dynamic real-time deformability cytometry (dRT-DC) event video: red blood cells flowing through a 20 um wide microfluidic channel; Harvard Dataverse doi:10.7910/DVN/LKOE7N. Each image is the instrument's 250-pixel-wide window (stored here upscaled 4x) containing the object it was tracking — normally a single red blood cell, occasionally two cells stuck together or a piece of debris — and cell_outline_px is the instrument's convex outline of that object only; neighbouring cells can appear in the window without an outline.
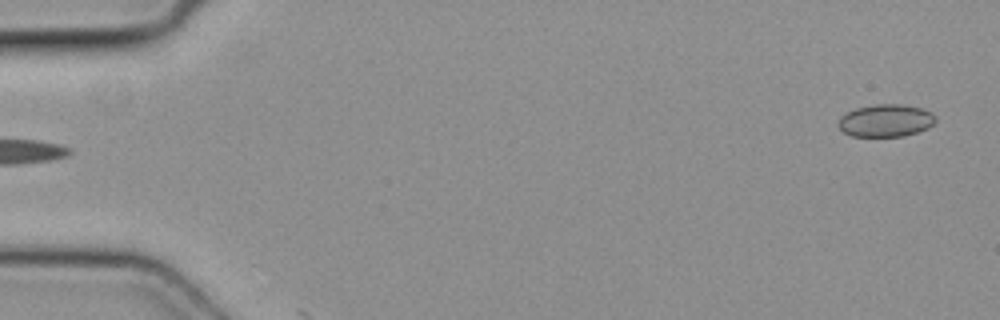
{"species": "common noctule bat (a hibernating species)", "species_latin": "Nyctalus noctula", "temperature_condition": "cold", "stored_images_in_passage": 3, "segment_of_instrument_passage": [2, 2], "camera_frame_rate_fps": 3000, "um_per_image_px": 0.085, "animal": {"sex": "female", "body_mass_g": 19.3, "forearm_length_mm": 54.1}, "frame": {"image": 1, "passage_image": 3, "time_ms": 0.667, "image_size_px": [1000, 320], "cell_outline_px": [[936, 120], [928, 128], [904, 136], [852, 136], [844, 132], [836, 124], [840, 116], [856, 108], [876, 104], [904, 104], [920, 108], [932, 112], [936, 116]], "centroid_in_image_um": [75.28, 10.24], "position_along_channel_um": 9.7, "area_um2": 18.44}}